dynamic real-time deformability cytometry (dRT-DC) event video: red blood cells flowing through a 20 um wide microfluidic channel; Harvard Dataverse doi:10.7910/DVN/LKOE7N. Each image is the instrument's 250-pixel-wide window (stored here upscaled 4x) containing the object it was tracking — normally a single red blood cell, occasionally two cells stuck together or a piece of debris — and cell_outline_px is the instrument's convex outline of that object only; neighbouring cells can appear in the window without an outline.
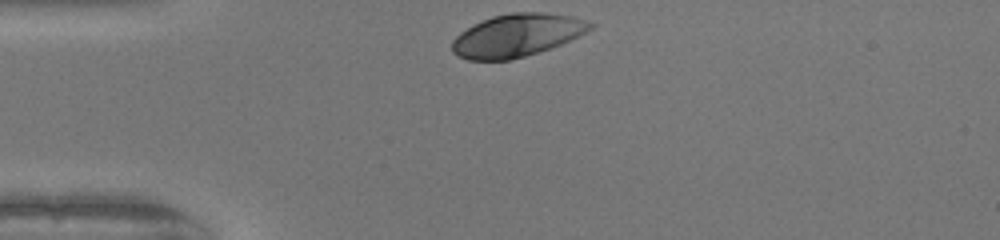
{"species": "human", "species_latin": "Homo sapiens", "temperature_condition": "warm", "stored_images_in_passage": 29, "camera_frame_rate_fps": 3000, "um_per_image_px": 0.085, "donor": {"sex": "female"}, "frame": {"image": 1, "passage_image": 1, "time_ms": 0.0, "image_size_px": [1000, 240], "cell_outline_px": [[596, 24], [592, 28], [560, 44], [524, 56], [508, 60], [468, 60], [452, 52], [452, 40], [460, 32], [492, 16], [512, 12], [540, 12], [572, 16], [588, 20]], "centroid_in_image_um": [43.93, 2.99], "position_along_channel_um": 41.1, "area_um2": 33.93}}
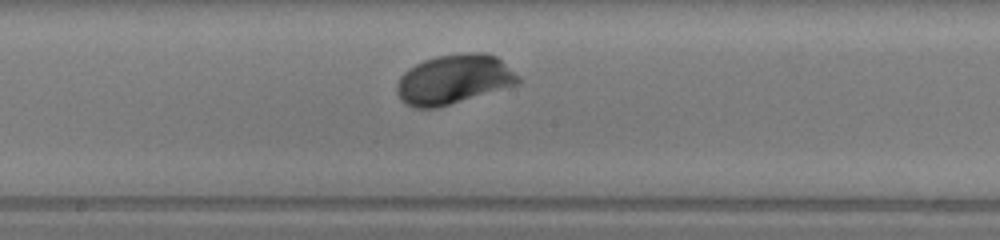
{"frame": {"image": 2, "passage_image": 16, "time_ms": 5.0, "image_size_px": [1000, 240], "cell_outline_px": [[520, 84], [436, 108], [416, 108], [400, 100], [396, 92], [396, 84], [400, 76], [408, 68], [424, 60], [436, 56], [460, 52], [484, 52], [496, 56], [520, 76]], "centroid_in_image_um": [38.58, 6.73], "position_along_channel_um": 209.6, "area_um2": 35.26}}
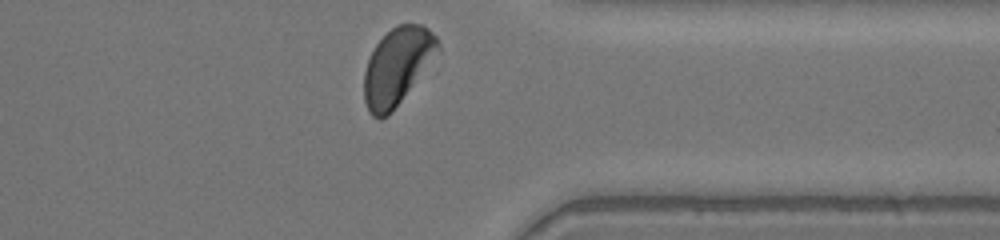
{"frame": {"image": 3, "passage_image": 29, "time_ms": 9.333, "image_size_px": [1000, 240], "cell_outline_px": [[440, 48], [392, 112], [388, 116], [380, 120], [372, 116], [368, 112], [364, 100], [364, 72], [368, 60], [376, 44], [396, 24], [420, 24], [428, 28], [436, 36], [440, 44]], "centroid_in_image_um": [33.73, 5.65], "position_along_channel_um": 377.7, "area_um2": 32.54}, "authors_computed_cell_mechanics": {"area_um2": 34.5066, "velocity_mm_per_s": 3.9972, "shape_relaxation_time_tau1_ms": 1.6422, "shape_relaxation_time_tau2_ms": null, "deformation_change_tau1": 0.1451, "deformation_change_tau2": null}}